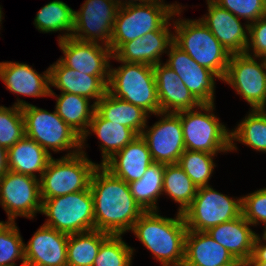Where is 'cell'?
Here are the masks:
<instances>
[{
	"mask_svg": "<svg viewBox=\"0 0 266 266\" xmlns=\"http://www.w3.org/2000/svg\"><path fill=\"white\" fill-rule=\"evenodd\" d=\"M14 105L22 109L25 136L33 139L47 152L48 149L54 152L70 149L66 156L81 152V137L64 122L56 110L51 113L21 99H17Z\"/></svg>",
	"mask_w": 266,
	"mask_h": 266,
	"instance_id": "4",
	"label": "cell"
},
{
	"mask_svg": "<svg viewBox=\"0 0 266 266\" xmlns=\"http://www.w3.org/2000/svg\"><path fill=\"white\" fill-rule=\"evenodd\" d=\"M155 115L161 116L162 119L147 128L148 130L144 128L141 137L146 141L154 162L177 164L185 151L180 116L166 112H158Z\"/></svg>",
	"mask_w": 266,
	"mask_h": 266,
	"instance_id": "14",
	"label": "cell"
},
{
	"mask_svg": "<svg viewBox=\"0 0 266 266\" xmlns=\"http://www.w3.org/2000/svg\"><path fill=\"white\" fill-rule=\"evenodd\" d=\"M246 266H266V262H248Z\"/></svg>",
	"mask_w": 266,
	"mask_h": 266,
	"instance_id": "45",
	"label": "cell"
},
{
	"mask_svg": "<svg viewBox=\"0 0 266 266\" xmlns=\"http://www.w3.org/2000/svg\"><path fill=\"white\" fill-rule=\"evenodd\" d=\"M236 17L248 20V24L266 15V0H213ZM250 21V22H249Z\"/></svg>",
	"mask_w": 266,
	"mask_h": 266,
	"instance_id": "39",
	"label": "cell"
},
{
	"mask_svg": "<svg viewBox=\"0 0 266 266\" xmlns=\"http://www.w3.org/2000/svg\"><path fill=\"white\" fill-rule=\"evenodd\" d=\"M173 23L174 43L187 52L196 63L208 68L222 80L231 55L209 28L199 19H177Z\"/></svg>",
	"mask_w": 266,
	"mask_h": 266,
	"instance_id": "5",
	"label": "cell"
},
{
	"mask_svg": "<svg viewBox=\"0 0 266 266\" xmlns=\"http://www.w3.org/2000/svg\"><path fill=\"white\" fill-rule=\"evenodd\" d=\"M241 214L236 219L210 228L207 234L239 261L247 264L253 254L255 231Z\"/></svg>",
	"mask_w": 266,
	"mask_h": 266,
	"instance_id": "24",
	"label": "cell"
},
{
	"mask_svg": "<svg viewBox=\"0 0 266 266\" xmlns=\"http://www.w3.org/2000/svg\"><path fill=\"white\" fill-rule=\"evenodd\" d=\"M74 11L63 1L53 0L38 11L34 19L35 28L43 33L66 31L64 35L58 36L59 40L71 37L74 28Z\"/></svg>",
	"mask_w": 266,
	"mask_h": 266,
	"instance_id": "32",
	"label": "cell"
},
{
	"mask_svg": "<svg viewBox=\"0 0 266 266\" xmlns=\"http://www.w3.org/2000/svg\"><path fill=\"white\" fill-rule=\"evenodd\" d=\"M198 109L177 113L182 123L185 150L212 154L231 151L230 131L212 113L214 103L201 104Z\"/></svg>",
	"mask_w": 266,
	"mask_h": 266,
	"instance_id": "8",
	"label": "cell"
},
{
	"mask_svg": "<svg viewBox=\"0 0 266 266\" xmlns=\"http://www.w3.org/2000/svg\"><path fill=\"white\" fill-rule=\"evenodd\" d=\"M262 240L266 241L263 235ZM260 236L257 234L254 240L253 254L249 262H266V244L262 243Z\"/></svg>",
	"mask_w": 266,
	"mask_h": 266,
	"instance_id": "42",
	"label": "cell"
},
{
	"mask_svg": "<svg viewBox=\"0 0 266 266\" xmlns=\"http://www.w3.org/2000/svg\"><path fill=\"white\" fill-rule=\"evenodd\" d=\"M82 5L80 11H74V28L71 37L109 47L114 21L120 7L118 2L86 0Z\"/></svg>",
	"mask_w": 266,
	"mask_h": 266,
	"instance_id": "13",
	"label": "cell"
},
{
	"mask_svg": "<svg viewBox=\"0 0 266 266\" xmlns=\"http://www.w3.org/2000/svg\"><path fill=\"white\" fill-rule=\"evenodd\" d=\"M133 252L121 235H110L101 244L92 266H130Z\"/></svg>",
	"mask_w": 266,
	"mask_h": 266,
	"instance_id": "36",
	"label": "cell"
},
{
	"mask_svg": "<svg viewBox=\"0 0 266 266\" xmlns=\"http://www.w3.org/2000/svg\"><path fill=\"white\" fill-rule=\"evenodd\" d=\"M0 204L10 221L18 216L32 219L42 210L40 179L7 171L0 177Z\"/></svg>",
	"mask_w": 266,
	"mask_h": 266,
	"instance_id": "12",
	"label": "cell"
},
{
	"mask_svg": "<svg viewBox=\"0 0 266 266\" xmlns=\"http://www.w3.org/2000/svg\"><path fill=\"white\" fill-rule=\"evenodd\" d=\"M109 236L96 229L69 235L67 266H92L101 244Z\"/></svg>",
	"mask_w": 266,
	"mask_h": 266,
	"instance_id": "31",
	"label": "cell"
},
{
	"mask_svg": "<svg viewBox=\"0 0 266 266\" xmlns=\"http://www.w3.org/2000/svg\"><path fill=\"white\" fill-rule=\"evenodd\" d=\"M9 171L22 173L24 175L37 178L35 172H38L40 178L46 169L51 153L47 152L33 139L24 136L15 145L7 149Z\"/></svg>",
	"mask_w": 266,
	"mask_h": 266,
	"instance_id": "27",
	"label": "cell"
},
{
	"mask_svg": "<svg viewBox=\"0 0 266 266\" xmlns=\"http://www.w3.org/2000/svg\"><path fill=\"white\" fill-rule=\"evenodd\" d=\"M153 162L146 141L139 135L115 153L103 166L116 177L130 183L141 179Z\"/></svg>",
	"mask_w": 266,
	"mask_h": 266,
	"instance_id": "23",
	"label": "cell"
},
{
	"mask_svg": "<svg viewBox=\"0 0 266 266\" xmlns=\"http://www.w3.org/2000/svg\"><path fill=\"white\" fill-rule=\"evenodd\" d=\"M49 96L57 97L55 106L57 114L82 138L96 111L95 104L90 106L88 98L72 93H61L57 96L51 88Z\"/></svg>",
	"mask_w": 266,
	"mask_h": 266,
	"instance_id": "29",
	"label": "cell"
},
{
	"mask_svg": "<svg viewBox=\"0 0 266 266\" xmlns=\"http://www.w3.org/2000/svg\"><path fill=\"white\" fill-rule=\"evenodd\" d=\"M0 78L14 94L34 98L50 94L49 68L43 74H38L28 64L0 62Z\"/></svg>",
	"mask_w": 266,
	"mask_h": 266,
	"instance_id": "22",
	"label": "cell"
},
{
	"mask_svg": "<svg viewBox=\"0 0 266 266\" xmlns=\"http://www.w3.org/2000/svg\"><path fill=\"white\" fill-rule=\"evenodd\" d=\"M171 23L163 28L151 31L142 38L124 43L114 54L113 59L126 63H142L156 65L161 63L160 57L174 42L173 33L169 30Z\"/></svg>",
	"mask_w": 266,
	"mask_h": 266,
	"instance_id": "19",
	"label": "cell"
},
{
	"mask_svg": "<svg viewBox=\"0 0 266 266\" xmlns=\"http://www.w3.org/2000/svg\"><path fill=\"white\" fill-rule=\"evenodd\" d=\"M68 238L69 235L43 224L24 244L25 262L36 266H67Z\"/></svg>",
	"mask_w": 266,
	"mask_h": 266,
	"instance_id": "18",
	"label": "cell"
},
{
	"mask_svg": "<svg viewBox=\"0 0 266 266\" xmlns=\"http://www.w3.org/2000/svg\"><path fill=\"white\" fill-rule=\"evenodd\" d=\"M136 1H139V4H142V3H147V2H150V1H155V0H125V2L121 1V0H116V2H118L119 6H124V5H134V4H138V2Z\"/></svg>",
	"mask_w": 266,
	"mask_h": 266,
	"instance_id": "44",
	"label": "cell"
},
{
	"mask_svg": "<svg viewBox=\"0 0 266 266\" xmlns=\"http://www.w3.org/2000/svg\"><path fill=\"white\" fill-rule=\"evenodd\" d=\"M95 106L96 112L103 119L126 126L138 135H141L143 129L148 127L147 117H149V114L146 111L123 99L114 97L108 92Z\"/></svg>",
	"mask_w": 266,
	"mask_h": 266,
	"instance_id": "28",
	"label": "cell"
},
{
	"mask_svg": "<svg viewBox=\"0 0 266 266\" xmlns=\"http://www.w3.org/2000/svg\"><path fill=\"white\" fill-rule=\"evenodd\" d=\"M96 164L81 152L50 159L40 179L41 200L64 196L90 188V180Z\"/></svg>",
	"mask_w": 266,
	"mask_h": 266,
	"instance_id": "7",
	"label": "cell"
},
{
	"mask_svg": "<svg viewBox=\"0 0 266 266\" xmlns=\"http://www.w3.org/2000/svg\"><path fill=\"white\" fill-rule=\"evenodd\" d=\"M131 231L162 266H183L188 229L182 213L168 218L157 211L144 212Z\"/></svg>",
	"mask_w": 266,
	"mask_h": 266,
	"instance_id": "2",
	"label": "cell"
},
{
	"mask_svg": "<svg viewBox=\"0 0 266 266\" xmlns=\"http://www.w3.org/2000/svg\"><path fill=\"white\" fill-rule=\"evenodd\" d=\"M118 62L122 65L110 68L107 92L142 108L148 114L160 112L153 66Z\"/></svg>",
	"mask_w": 266,
	"mask_h": 266,
	"instance_id": "6",
	"label": "cell"
},
{
	"mask_svg": "<svg viewBox=\"0 0 266 266\" xmlns=\"http://www.w3.org/2000/svg\"><path fill=\"white\" fill-rule=\"evenodd\" d=\"M249 41L246 54L263 58L266 55V15L255 22L249 23ZM253 53H250L251 50ZM250 50V51H249Z\"/></svg>",
	"mask_w": 266,
	"mask_h": 266,
	"instance_id": "41",
	"label": "cell"
},
{
	"mask_svg": "<svg viewBox=\"0 0 266 266\" xmlns=\"http://www.w3.org/2000/svg\"><path fill=\"white\" fill-rule=\"evenodd\" d=\"M181 7L179 4H165L163 0L120 6L110 39L112 53L126 42L163 28L172 20L171 17L180 15Z\"/></svg>",
	"mask_w": 266,
	"mask_h": 266,
	"instance_id": "3",
	"label": "cell"
},
{
	"mask_svg": "<svg viewBox=\"0 0 266 266\" xmlns=\"http://www.w3.org/2000/svg\"><path fill=\"white\" fill-rule=\"evenodd\" d=\"M50 85L61 93H72L95 99L96 104L107 92L109 76L86 75L65 66L59 59L49 67Z\"/></svg>",
	"mask_w": 266,
	"mask_h": 266,
	"instance_id": "20",
	"label": "cell"
},
{
	"mask_svg": "<svg viewBox=\"0 0 266 266\" xmlns=\"http://www.w3.org/2000/svg\"><path fill=\"white\" fill-rule=\"evenodd\" d=\"M9 223H10V220H8L7 222L0 221V231L4 229Z\"/></svg>",
	"mask_w": 266,
	"mask_h": 266,
	"instance_id": "47",
	"label": "cell"
},
{
	"mask_svg": "<svg viewBox=\"0 0 266 266\" xmlns=\"http://www.w3.org/2000/svg\"><path fill=\"white\" fill-rule=\"evenodd\" d=\"M170 50V51H169ZM169 59L165 63L177 73L179 78L201 104L214 103L215 78L220 77L196 63L187 52L174 42L169 46Z\"/></svg>",
	"mask_w": 266,
	"mask_h": 266,
	"instance_id": "15",
	"label": "cell"
},
{
	"mask_svg": "<svg viewBox=\"0 0 266 266\" xmlns=\"http://www.w3.org/2000/svg\"><path fill=\"white\" fill-rule=\"evenodd\" d=\"M44 225L67 235L95 229L94 202L90 188L42 200Z\"/></svg>",
	"mask_w": 266,
	"mask_h": 266,
	"instance_id": "9",
	"label": "cell"
},
{
	"mask_svg": "<svg viewBox=\"0 0 266 266\" xmlns=\"http://www.w3.org/2000/svg\"><path fill=\"white\" fill-rule=\"evenodd\" d=\"M223 266H246V264L244 262H242V261L236 260L232 264L223 265Z\"/></svg>",
	"mask_w": 266,
	"mask_h": 266,
	"instance_id": "46",
	"label": "cell"
},
{
	"mask_svg": "<svg viewBox=\"0 0 266 266\" xmlns=\"http://www.w3.org/2000/svg\"><path fill=\"white\" fill-rule=\"evenodd\" d=\"M265 230L263 231V235L266 237V226H265V228H264Z\"/></svg>",
	"mask_w": 266,
	"mask_h": 266,
	"instance_id": "50",
	"label": "cell"
},
{
	"mask_svg": "<svg viewBox=\"0 0 266 266\" xmlns=\"http://www.w3.org/2000/svg\"><path fill=\"white\" fill-rule=\"evenodd\" d=\"M242 215L251 225H258L259 221L266 226V188L241 197Z\"/></svg>",
	"mask_w": 266,
	"mask_h": 266,
	"instance_id": "40",
	"label": "cell"
},
{
	"mask_svg": "<svg viewBox=\"0 0 266 266\" xmlns=\"http://www.w3.org/2000/svg\"><path fill=\"white\" fill-rule=\"evenodd\" d=\"M164 172L165 164L153 162L141 179L129 183L132 196L144 212L158 211V197L164 194Z\"/></svg>",
	"mask_w": 266,
	"mask_h": 266,
	"instance_id": "30",
	"label": "cell"
},
{
	"mask_svg": "<svg viewBox=\"0 0 266 266\" xmlns=\"http://www.w3.org/2000/svg\"><path fill=\"white\" fill-rule=\"evenodd\" d=\"M160 112L178 113L198 108L201 103L193 96L176 72L164 63L153 66Z\"/></svg>",
	"mask_w": 266,
	"mask_h": 266,
	"instance_id": "21",
	"label": "cell"
},
{
	"mask_svg": "<svg viewBox=\"0 0 266 266\" xmlns=\"http://www.w3.org/2000/svg\"><path fill=\"white\" fill-rule=\"evenodd\" d=\"M235 261L230 252L207 232L187 231L183 266H223Z\"/></svg>",
	"mask_w": 266,
	"mask_h": 266,
	"instance_id": "25",
	"label": "cell"
},
{
	"mask_svg": "<svg viewBox=\"0 0 266 266\" xmlns=\"http://www.w3.org/2000/svg\"><path fill=\"white\" fill-rule=\"evenodd\" d=\"M94 202L95 229L110 235H122L144 213L131 194L129 183L98 165L90 180Z\"/></svg>",
	"mask_w": 266,
	"mask_h": 266,
	"instance_id": "1",
	"label": "cell"
},
{
	"mask_svg": "<svg viewBox=\"0 0 266 266\" xmlns=\"http://www.w3.org/2000/svg\"><path fill=\"white\" fill-rule=\"evenodd\" d=\"M263 60H264L265 65H266V55L263 57Z\"/></svg>",
	"mask_w": 266,
	"mask_h": 266,
	"instance_id": "51",
	"label": "cell"
},
{
	"mask_svg": "<svg viewBox=\"0 0 266 266\" xmlns=\"http://www.w3.org/2000/svg\"><path fill=\"white\" fill-rule=\"evenodd\" d=\"M206 1L208 14L199 20L209 28L230 55L245 53L249 41V34H247L249 24L245 25V30L240 23V18L220 7L213 0Z\"/></svg>",
	"mask_w": 266,
	"mask_h": 266,
	"instance_id": "17",
	"label": "cell"
},
{
	"mask_svg": "<svg viewBox=\"0 0 266 266\" xmlns=\"http://www.w3.org/2000/svg\"><path fill=\"white\" fill-rule=\"evenodd\" d=\"M25 136V122L19 106H0V145L9 149Z\"/></svg>",
	"mask_w": 266,
	"mask_h": 266,
	"instance_id": "37",
	"label": "cell"
},
{
	"mask_svg": "<svg viewBox=\"0 0 266 266\" xmlns=\"http://www.w3.org/2000/svg\"><path fill=\"white\" fill-rule=\"evenodd\" d=\"M89 128L91 130H89ZM90 131L94 132L101 142L100 149L102 151L103 160L100 165H103L115 153L119 152L128 143L139 136L134 130L126 126L103 119L96 111L94 112L85 135L81 138V148H84L85 139L91 133Z\"/></svg>",
	"mask_w": 266,
	"mask_h": 266,
	"instance_id": "26",
	"label": "cell"
},
{
	"mask_svg": "<svg viewBox=\"0 0 266 266\" xmlns=\"http://www.w3.org/2000/svg\"><path fill=\"white\" fill-rule=\"evenodd\" d=\"M7 171H9L8 152L5 147L0 145V177H2Z\"/></svg>",
	"mask_w": 266,
	"mask_h": 266,
	"instance_id": "43",
	"label": "cell"
},
{
	"mask_svg": "<svg viewBox=\"0 0 266 266\" xmlns=\"http://www.w3.org/2000/svg\"><path fill=\"white\" fill-rule=\"evenodd\" d=\"M246 53L230 56L222 81L231 85L249 103L251 110L266 108V65Z\"/></svg>",
	"mask_w": 266,
	"mask_h": 266,
	"instance_id": "11",
	"label": "cell"
},
{
	"mask_svg": "<svg viewBox=\"0 0 266 266\" xmlns=\"http://www.w3.org/2000/svg\"><path fill=\"white\" fill-rule=\"evenodd\" d=\"M21 266H36V265L30 264L28 262H24L23 264L21 263Z\"/></svg>",
	"mask_w": 266,
	"mask_h": 266,
	"instance_id": "48",
	"label": "cell"
},
{
	"mask_svg": "<svg viewBox=\"0 0 266 266\" xmlns=\"http://www.w3.org/2000/svg\"><path fill=\"white\" fill-rule=\"evenodd\" d=\"M231 151L237 150L235 140L254 150L266 152V109H255L230 132Z\"/></svg>",
	"mask_w": 266,
	"mask_h": 266,
	"instance_id": "33",
	"label": "cell"
},
{
	"mask_svg": "<svg viewBox=\"0 0 266 266\" xmlns=\"http://www.w3.org/2000/svg\"><path fill=\"white\" fill-rule=\"evenodd\" d=\"M64 54L59 60L67 67L92 76H109L112 50L95 42L80 41L73 37L58 40Z\"/></svg>",
	"mask_w": 266,
	"mask_h": 266,
	"instance_id": "16",
	"label": "cell"
},
{
	"mask_svg": "<svg viewBox=\"0 0 266 266\" xmlns=\"http://www.w3.org/2000/svg\"><path fill=\"white\" fill-rule=\"evenodd\" d=\"M24 242L15 221L0 231V266H16L15 261L25 262Z\"/></svg>",
	"mask_w": 266,
	"mask_h": 266,
	"instance_id": "38",
	"label": "cell"
},
{
	"mask_svg": "<svg viewBox=\"0 0 266 266\" xmlns=\"http://www.w3.org/2000/svg\"><path fill=\"white\" fill-rule=\"evenodd\" d=\"M215 155L203 151L185 150L180 156L178 164L197 188L210 186L208 181L216 166L213 160Z\"/></svg>",
	"mask_w": 266,
	"mask_h": 266,
	"instance_id": "35",
	"label": "cell"
},
{
	"mask_svg": "<svg viewBox=\"0 0 266 266\" xmlns=\"http://www.w3.org/2000/svg\"><path fill=\"white\" fill-rule=\"evenodd\" d=\"M197 187L177 164H165L163 192L179 203L178 213H182L191 205L197 193Z\"/></svg>",
	"mask_w": 266,
	"mask_h": 266,
	"instance_id": "34",
	"label": "cell"
},
{
	"mask_svg": "<svg viewBox=\"0 0 266 266\" xmlns=\"http://www.w3.org/2000/svg\"><path fill=\"white\" fill-rule=\"evenodd\" d=\"M1 9H2V8H1V6H0V24H2L1 22H2V20H3V19H2V17H3L2 14H3V13H2V10H1Z\"/></svg>",
	"mask_w": 266,
	"mask_h": 266,
	"instance_id": "49",
	"label": "cell"
},
{
	"mask_svg": "<svg viewBox=\"0 0 266 266\" xmlns=\"http://www.w3.org/2000/svg\"><path fill=\"white\" fill-rule=\"evenodd\" d=\"M242 214V200L221 194L211 186L199 187L191 205L183 212L190 231L206 232Z\"/></svg>",
	"mask_w": 266,
	"mask_h": 266,
	"instance_id": "10",
	"label": "cell"
}]
</instances>
